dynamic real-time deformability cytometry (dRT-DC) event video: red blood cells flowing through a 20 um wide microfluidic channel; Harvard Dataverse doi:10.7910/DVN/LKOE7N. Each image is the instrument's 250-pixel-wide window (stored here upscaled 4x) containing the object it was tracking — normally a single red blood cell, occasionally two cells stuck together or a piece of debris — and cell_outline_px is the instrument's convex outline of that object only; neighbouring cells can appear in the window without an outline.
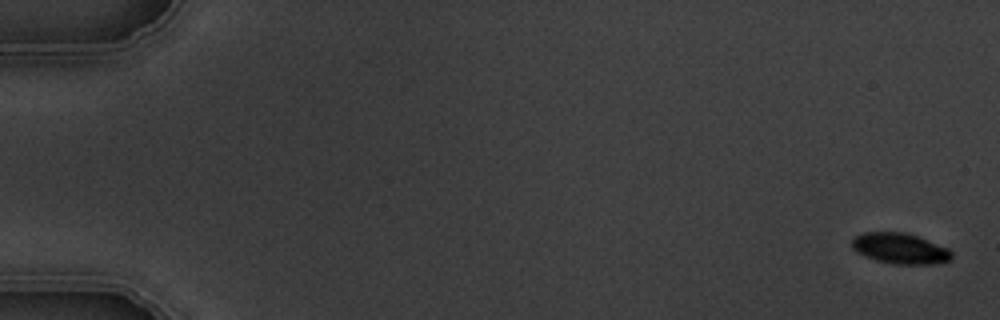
{"species": "common noctule bat (a hibernating species)", "species_latin": "Nyctalus noctula", "temperature_condition": "warm", "stored_images_in_passage": 6, "camera_frame_rate_fps": 3000, "um_per_image_px": 0.085, "animal": {"sex": "male", "body_mass_g": 19.5, "forearm_length_mm": 54.6}, "frame": {"image": 1, "passage_image": 1, "time_ms": 0.0, "image_size_px": [1000, 320], "cell_outline_px": [[952, 256], [948, 260], [936, 264], [892, 264], [876, 260], [864, 256], [856, 252], [852, 248], [852, 240], [856, 236], [864, 232], [904, 232], [916, 236], [948, 248], [952, 252]], "centroid_in_image_um": [76.48, 21.12], "position_along_channel_um": 8.5, "area_um2": 17.74}}
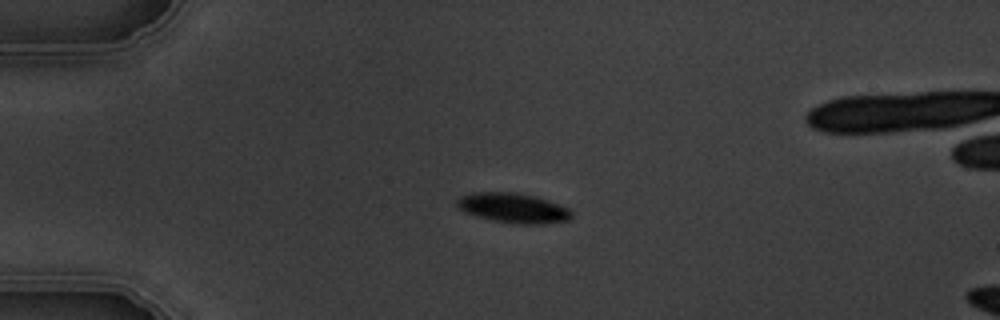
{"frame": {"image": 2, "passage_image": 4, "time_ms": 4.333, "image_size_px": [1000, 320], "cell_outline_px": [[572, 216], [568, 220], [544, 224], [516, 224], [476, 216], [464, 212], [456, 204], [456, 200], [460, 196], [472, 192], [516, 192], [536, 196], [548, 200], [568, 208], [572, 212]], "centroid_in_image_um": [43.62, 17.67], "position_along_channel_um": 41.4, "area_um2": 19.94}}